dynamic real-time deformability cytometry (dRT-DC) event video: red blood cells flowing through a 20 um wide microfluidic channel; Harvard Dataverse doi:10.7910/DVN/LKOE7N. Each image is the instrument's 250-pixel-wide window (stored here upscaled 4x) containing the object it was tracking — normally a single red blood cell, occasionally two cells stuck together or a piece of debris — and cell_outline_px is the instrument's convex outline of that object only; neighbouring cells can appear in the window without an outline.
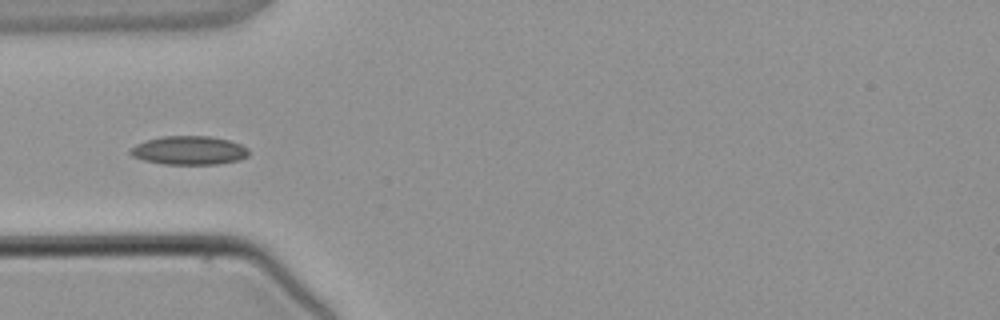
{"species": "common noctule bat (a hibernating species)", "species_latin": "Nyctalus noctula", "temperature_condition": "warm", "stored_images_in_passage": 4, "camera_frame_rate_fps": 3000, "um_per_image_px": 0.085, "animal": {"sex": "male", "body_mass_g": 21.5, "forearm_length_mm": 52.0}, "frame": {"image": 1, "passage_image": 3, "time_ms": 2.667, "image_size_px": [1000, 320], "cell_outline_px": [[248, 156], [240, 160], [220, 164], [164, 164], [144, 160], [132, 156], [128, 152], [136, 144], [148, 140], [164, 136], [208, 136], [228, 140], [240, 144], [248, 148]], "centroid_in_image_um": [16.09, 12.79], "position_along_channel_um": 68.9, "area_um2": 19.71}}
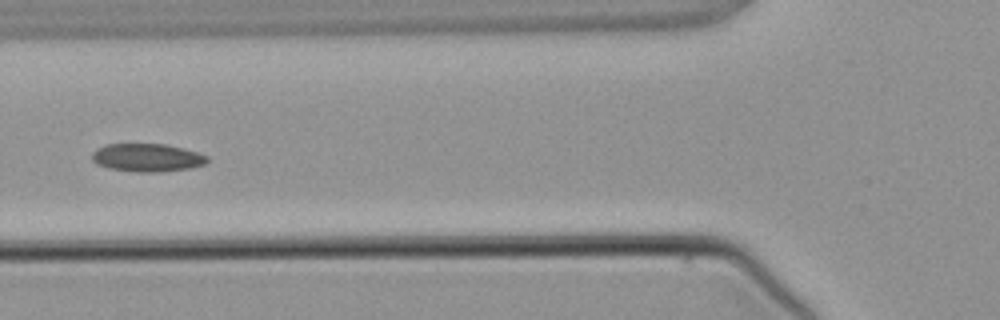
{"frame": {"image": 2, "passage_image": 4, "time_ms": 3.667, "image_size_px": [1000, 320], "cell_outline_px": [[208, 160], [204, 164], [192, 168], [160, 172], [136, 172], [108, 168], [96, 164], [92, 160], [92, 152], [96, 148], [104, 144], [164, 144], [184, 148], [208, 156]], "centroid_in_image_um": [12.48, 13.4], "position_along_channel_um": 113.3, "area_um2": 19.02}}